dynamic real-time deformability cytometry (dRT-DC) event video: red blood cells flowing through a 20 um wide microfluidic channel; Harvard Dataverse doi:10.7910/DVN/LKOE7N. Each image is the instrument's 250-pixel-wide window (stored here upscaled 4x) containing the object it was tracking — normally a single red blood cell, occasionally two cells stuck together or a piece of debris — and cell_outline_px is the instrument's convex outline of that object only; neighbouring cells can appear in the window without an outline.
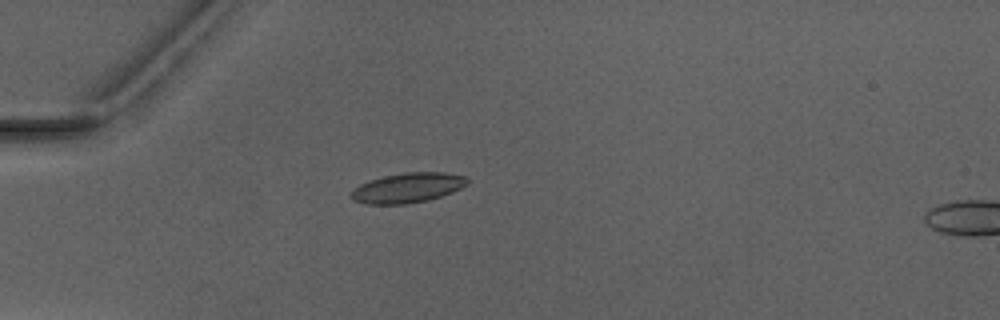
{"species": "Egyptian fruit bat (a non-hibernating species)", "species_latin": "Rousettus aegyptiacus", "temperature_condition": "warm", "stored_images_in_passage": 5, "camera_frame_rate_fps": 3000, "um_per_image_px": 0.085, "animal": {"sex": "male"}, "frame": {"image": 1, "passage_image": 4, "time_ms": 4.0, "image_size_px": [1000, 320], "cell_outline_px": [[468, 184], [452, 192], [428, 200], [408, 204], [364, 204], [352, 200], [348, 196], [352, 188], [368, 180], [384, 176], [408, 172], [444, 172], [468, 176]], "centroid_in_image_um": [34.61, 15.96], "position_along_channel_um": 50.4, "area_um2": 20.52}}